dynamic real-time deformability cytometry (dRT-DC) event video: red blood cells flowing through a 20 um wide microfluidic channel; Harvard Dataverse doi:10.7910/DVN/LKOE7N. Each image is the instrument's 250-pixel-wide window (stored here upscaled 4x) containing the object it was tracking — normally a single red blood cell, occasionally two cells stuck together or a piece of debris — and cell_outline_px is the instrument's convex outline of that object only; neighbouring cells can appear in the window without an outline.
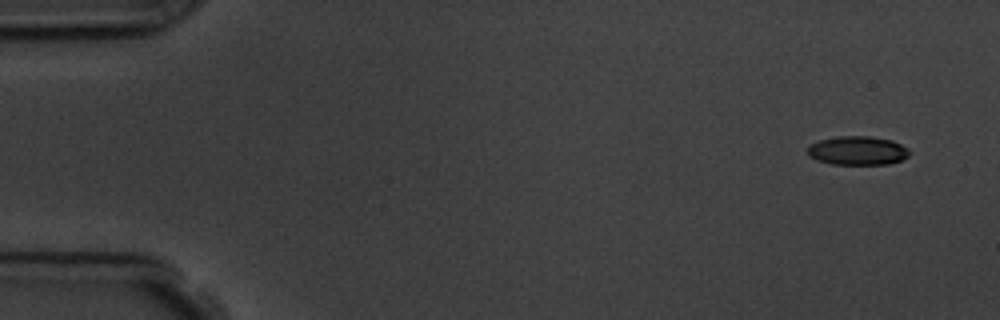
{"species": "common noctule bat (a hibernating species)", "species_latin": "Nyctalus noctula", "temperature_condition": "room temperature", "stored_images_in_passage": 4, "camera_frame_rate_fps": 3000, "um_per_image_px": 0.085, "animal": {"sex": "male", "body_mass_g": 19.5, "forearm_length_mm": 54.6}, "frame": {"image": 1, "passage_image": 1, "time_ms": 0.0, "image_size_px": [1000, 320], "cell_outline_px": [[908, 156], [900, 160], [888, 164], [832, 164], [816, 160], [808, 156], [808, 148], [812, 144], [820, 140], [836, 136], [868, 136], [892, 140], [908, 148]], "centroid_in_image_um": [72.87, 12.8], "position_along_channel_um": 12.1, "area_um2": 16.99}}
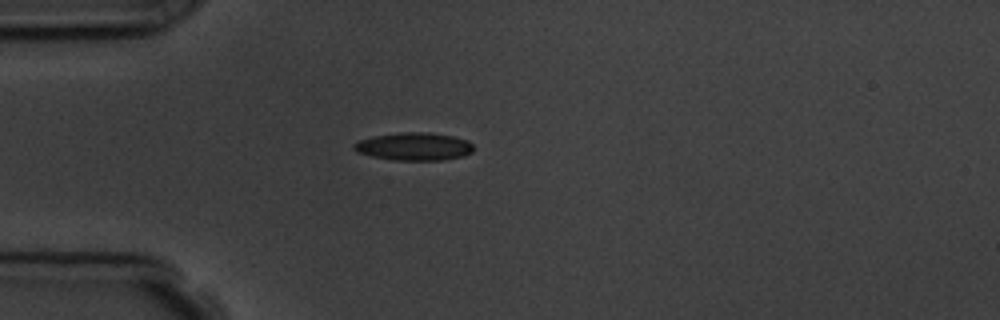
{"frame": {"image": 2, "passage_image": 4, "time_ms": 4.0, "image_size_px": [1000, 320], "cell_outline_px": [[476, 148], [472, 152], [464, 156], [444, 160], [392, 160], [372, 156], [356, 152], [352, 148], [352, 144], [360, 140], [376, 136], [400, 132], [428, 132], [452, 136], [468, 140]], "centroid_in_image_um": [35.22, 12.46], "position_along_channel_um": 49.8, "area_um2": 19.54}}